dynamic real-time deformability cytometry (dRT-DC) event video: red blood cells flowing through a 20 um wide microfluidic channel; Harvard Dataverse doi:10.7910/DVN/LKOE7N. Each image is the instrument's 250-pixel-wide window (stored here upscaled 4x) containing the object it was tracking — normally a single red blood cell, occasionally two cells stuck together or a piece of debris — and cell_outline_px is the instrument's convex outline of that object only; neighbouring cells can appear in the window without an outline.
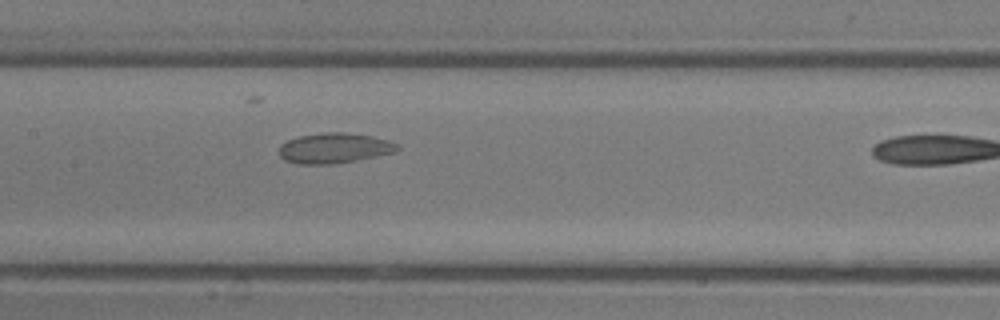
{"species": "common noctule bat (a hibernating species)", "species_latin": "Nyctalus noctula", "temperature_condition": "room temperature", "stored_images_in_passage": 10, "camera_frame_rate_fps": 3000, "um_per_image_px": 0.085, "animal": {"sex": "male", "body_mass_g": 13.3}, "frame": {"image": 1, "passage_image": 9, "time_ms": 2.667, "image_size_px": [1000, 320], "cell_outline_px": [[400, 148], [396, 152], [336, 164], [300, 164], [284, 160], [280, 156], [280, 144], [288, 140], [300, 136], [324, 132], [344, 132], [372, 136], [388, 140], [396, 144]], "centroid_in_image_um": [28.42, 12.59], "position_along_channel_um": 179.0, "area_um2": 20.81}}